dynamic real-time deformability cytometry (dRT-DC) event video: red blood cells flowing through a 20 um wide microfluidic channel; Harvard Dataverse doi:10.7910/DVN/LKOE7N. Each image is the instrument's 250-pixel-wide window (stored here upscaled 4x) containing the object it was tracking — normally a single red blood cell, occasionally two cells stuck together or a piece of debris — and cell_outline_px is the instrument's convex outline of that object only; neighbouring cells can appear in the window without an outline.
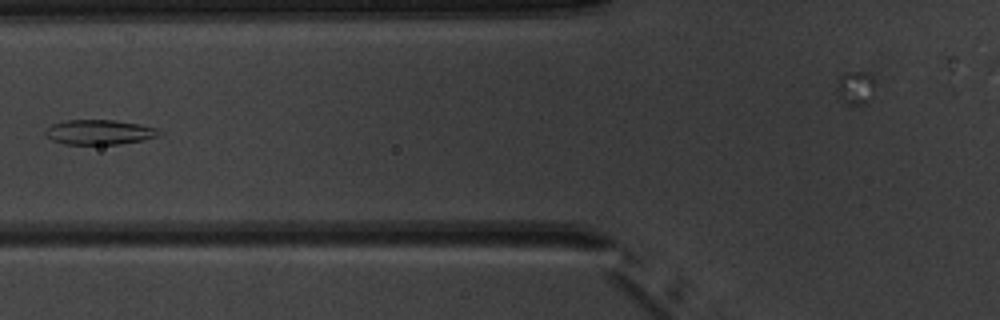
{"species": "common noctule bat (a hibernating species)", "species_latin": "Nyctalus noctula", "temperature_condition": "warm", "stored_images_in_passage": 5, "camera_frame_rate_fps": 3000, "um_per_image_px": 0.085, "animal": {"sex": "male", "body_mass_g": 20.1, "forearm_length_mm": 53.5}, "frame": {"image": 1, "passage_image": 4, "time_ms": 3.667, "image_size_px": [1000, 320], "cell_outline_px": [[164, 132], [156, 136], [144, 140], [120, 144], [64, 144], [52, 140], [44, 132], [52, 124], [64, 120], [112, 120], [140, 124], [156, 128]], "centroid_in_image_um": [8.46, 11.23], "position_along_channel_um": 117.3, "area_um2": 16.42}}